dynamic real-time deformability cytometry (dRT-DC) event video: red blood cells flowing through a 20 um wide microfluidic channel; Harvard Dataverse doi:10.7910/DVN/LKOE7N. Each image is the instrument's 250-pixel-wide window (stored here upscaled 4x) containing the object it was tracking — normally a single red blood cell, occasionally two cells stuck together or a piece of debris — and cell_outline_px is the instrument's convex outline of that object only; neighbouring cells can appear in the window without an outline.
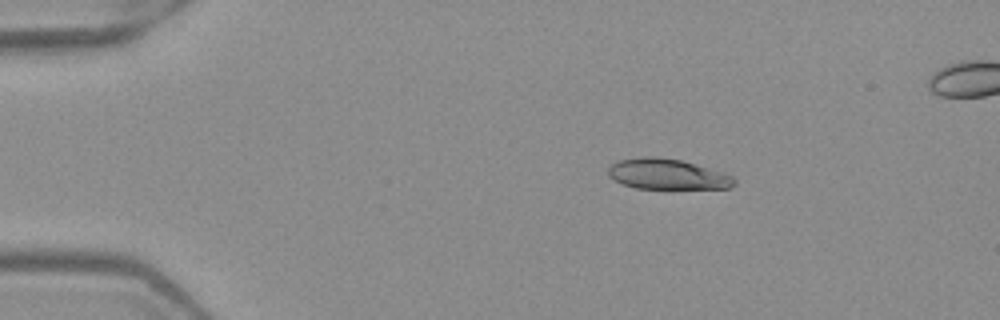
{"species": "Egyptian fruit bat (a non-hibernating species)", "species_latin": "Rousettus aegyptiacus", "temperature_condition": "warm", "stored_images_in_passage": 43, "camera_frame_rate_fps": 3000, "um_per_image_px": 0.085, "frame": {"image": 1, "passage_image": 1, "time_ms": 0.0, "image_size_px": [1000, 320], "cell_outline_px": [[736, 184], [732, 188], [668, 192], [636, 188], [620, 184], [608, 176], [608, 168], [612, 164], [620, 160], [640, 156], [652, 156], [680, 160], [708, 168], [732, 176], [736, 180]], "centroid_in_image_um": [56.74, 14.88], "position_along_channel_um": 28.3, "area_um2": 23.64}}
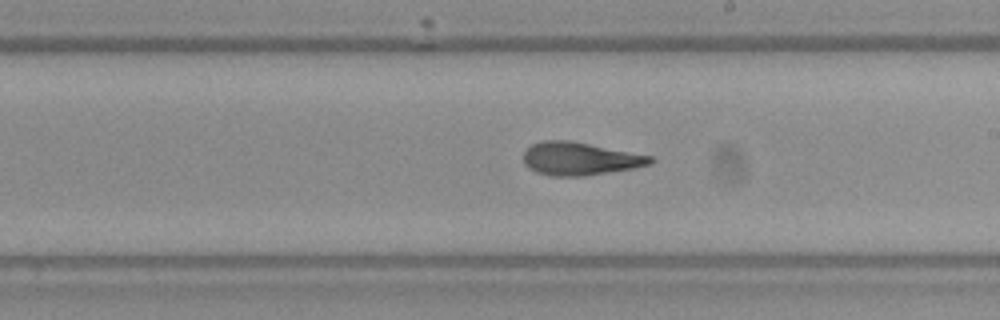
{"frame": {"image": 2, "passage_image": 22, "time_ms": 7.0, "image_size_px": [1000, 320], "cell_outline_px": [[656, 160], [652, 164], [636, 168], [584, 176], [552, 176], [536, 172], [528, 168], [524, 164], [524, 152], [532, 144], [544, 140], [568, 140], [652, 156]], "centroid_in_image_um": [49.31, 13.5], "position_along_channel_um": 239.7, "area_um2": 24.39}}
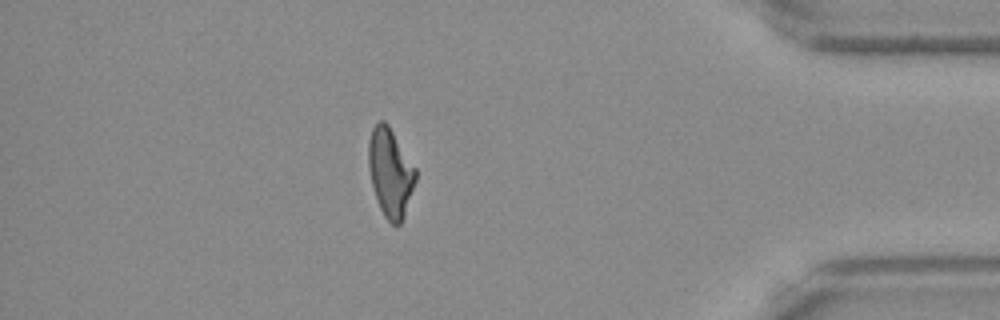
{"frame": {"image": 3, "passage_image": 37, "time_ms": 12.0, "image_size_px": [1000, 320], "cell_outline_px": [[416, 180], [404, 216], [400, 224], [392, 224], [384, 216], [380, 208], [372, 184], [368, 168], [368, 140], [372, 128], [380, 120], [384, 120], [388, 124], [416, 168]], "centroid_in_image_um": [33.17, 14.64], "position_along_channel_um": 402.0, "area_um2": 24.16}}